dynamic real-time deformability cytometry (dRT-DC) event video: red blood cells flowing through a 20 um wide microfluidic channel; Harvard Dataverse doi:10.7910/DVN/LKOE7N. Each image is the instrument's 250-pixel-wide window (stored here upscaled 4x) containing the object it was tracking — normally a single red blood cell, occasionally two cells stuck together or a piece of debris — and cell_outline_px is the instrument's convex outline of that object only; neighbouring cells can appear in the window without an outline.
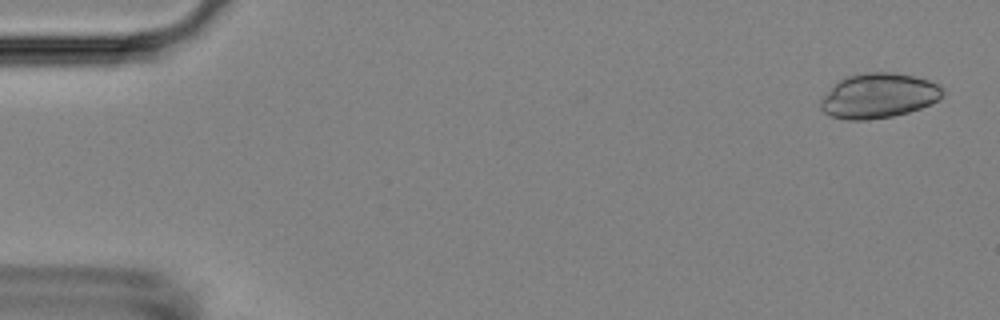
{"species": "Egyptian fruit bat (a non-hibernating species)", "species_latin": "Rousettus aegyptiacus", "temperature_condition": "room temperature", "stored_images_in_passage": 54, "camera_frame_rate_fps": 3000, "um_per_image_px": 0.085, "animal": {"sex": "female"}, "frame": {"image": 1, "passage_image": 2, "time_ms": 0.333, "image_size_px": [1000, 320], "cell_outline_px": [[944, 92], [936, 100], [920, 108], [908, 112], [892, 116], [868, 120], [848, 120], [832, 116], [824, 112], [820, 108], [820, 100], [840, 80], [848, 76], [868, 72], [892, 72], [912, 76], [928, 80], [940, 84], [944, 88]], "centroid_in_image_um": [74.69, 8.14], "position_along_channel_um": 10.3, "area_um2": 31.5}}
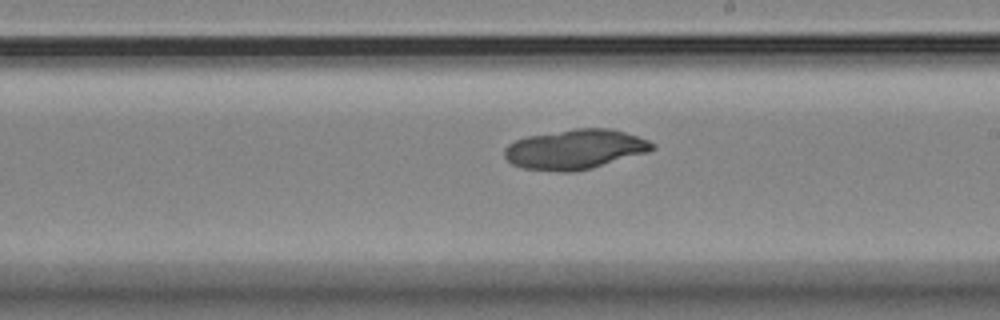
{"frame": {"image": 2, "passage_image": 31, "time_ms": 10.0, "image_size_px": [1000, 320], "cell_outline_px": [[656, 148], [648, 152], [592, 168], [572, 172], [560, 172], [524, 168], [512, 164], [504, 156], [504, 148], [508, 144], [516, 140], [528, 136], [576, 128], [608, 128], [624, 132], [648, 140], [656, 144]], "centroid_in_image_um": [48.89, 12.69], "position_along_channel_um": 240.1, "area_um2": 34.16}}
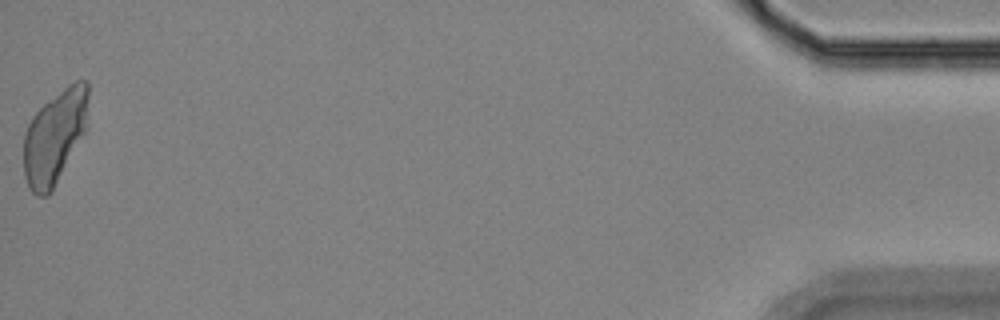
{"frame": {"image": 3, "passage_image": 54, "time_ms": 17.667, "image_size_px": [1000, 320], "cell_outline_px": [[88, 96], [84, 132], [52, 192], [48, 196], [36, 196], [28, 188], [24, 176], [24, 132], [32, 116], [44, 104], [68, 84], [76, 80], [88, 80]], "centroid_in_image_um": [4.62, 11.65], "position_along_channel_um": 430.6, "area_um2": 35.03}}